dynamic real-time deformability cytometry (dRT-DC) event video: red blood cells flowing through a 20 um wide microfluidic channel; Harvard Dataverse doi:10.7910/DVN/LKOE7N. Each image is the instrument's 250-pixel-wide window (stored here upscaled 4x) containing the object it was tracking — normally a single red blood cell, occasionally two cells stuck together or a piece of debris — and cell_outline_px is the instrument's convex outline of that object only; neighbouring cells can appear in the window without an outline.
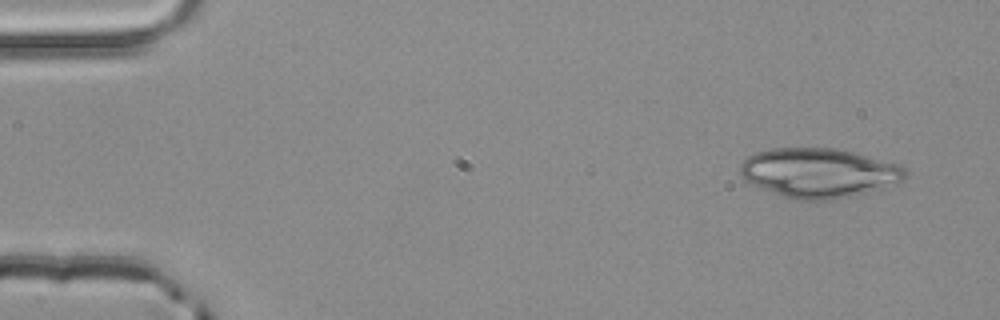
{"species": "common noctule bat (a hibernating species)", "species_latin": "Nyctalus noctula", "temperature_condition": "room temperature", "stored_images_in_passage": 3, "camera_frame_rate_fps": 3000, "um_per_image_px": 0.085, "animal": {"sex": "male", "body_mass_g": 20.4}, "frame": {"image": 1, "passage_image": 1, "time_ms": 0.0, "image_size_px": [1000, 320], "cell_outline_px": [[908, 176], [904, 180], [884, 188], [852, 196], [824, 200], [796, 200], [748, 184], [744, 180], [740, 172], [740, 164], [748, 156], [756, 152], [772, 148], [836, 148], [852, 152], [896, 164], [904, 168], [908, 172]], "centroid_in_image_um": [69.58, 14.7], "position_along_channel_um": 15.4, "area_um2": 47.57}}